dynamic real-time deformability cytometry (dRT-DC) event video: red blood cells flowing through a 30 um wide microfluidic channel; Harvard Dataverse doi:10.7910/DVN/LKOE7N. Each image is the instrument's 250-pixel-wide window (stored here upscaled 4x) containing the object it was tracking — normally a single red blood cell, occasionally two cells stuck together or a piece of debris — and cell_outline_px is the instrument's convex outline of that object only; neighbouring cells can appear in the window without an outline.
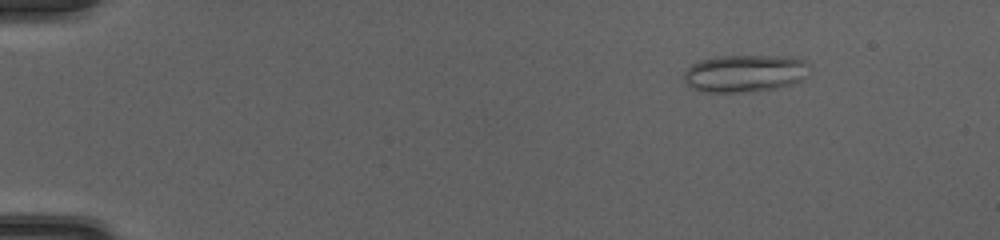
{"species": "common noctule bat (a hibernating species)", "species_latin": "Nyctalus noctula", "temperature_condition": "cold", "stored_images_in_passage": 50, "camera_frame_rate_fps": 3000, "um_per_image_px": 0.085, "animal": {"sex": "female", "body_mass_g": 20.0, "forearm_length_mm": 54.0}, "frame": {"image": 1, "passage_image": 7, "time_ms": 2.0, "image_size_px": [1000, 240], "cell_outline_px": [[812, 64], [804, 76], [800, 80], [792, 84], [776, 88], [748, 92], [704, 92], [692, 88], [684, 84], [684, 72], [692, 64], [700, 60], [716, 56], [792, 56], [804, 60]], "centroid_in_image_um": [63.3, 6.23], "position_along_channel_um": 21.7, "area_um2": 27.63}}
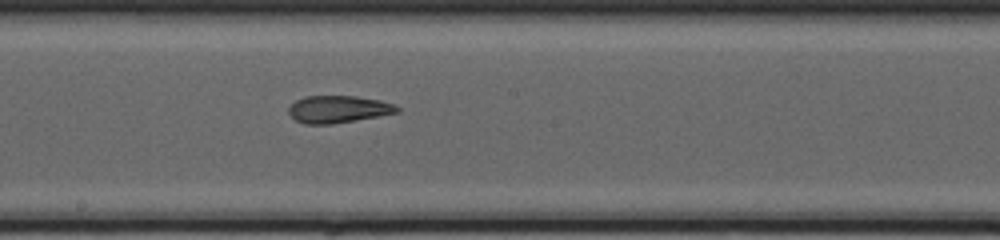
{"frame": {"image": 2, "passage_image": 29, "time_ms": 9.333, "image_size_px": [1000, 240], "cell_outline_px": [[400, 112], [332, 124], [304, 124], [296, 120], [288, 112], [288, 108], [296, 100], [304, 96], [356, 96], [380, 100], [396, 104], [400, 108]], "centroid_in_image_um": [28.77, 9.28], "position_along_channel_um": 219.4, "area_um2": 17.22}}
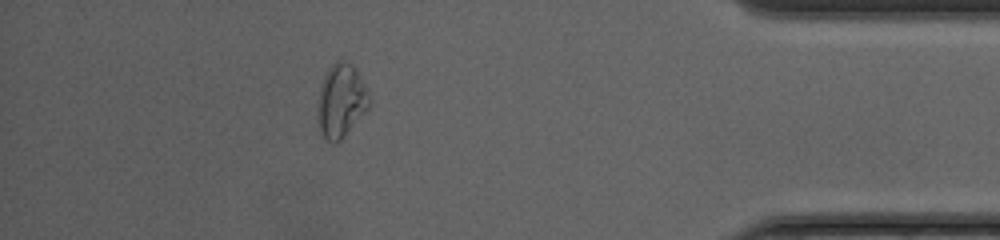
{"frame": {"image": 3, "passage_image": 45, "time_ms": 14.667, "image_size_px": [1000, 240], "cell_outline_px": [[368, 108], [340, 140], [336, 144], [332, 144], [324, 136], [320, 128], [320, 88], [324, 76], [332, 64], [336, 60], [344, 60], [352, 64], [356, 68], [364, 84], [368, 96]], "centroid_in_image_um": [29.01, 8.52], "position_along_channel_um": 406.2, "area_um2": 21.1}, "authors_computed_cell_mechanics": {"area_um2": 20.4323, "velocity_mm_per_s": 4.2132, "shape_relaxation_time_tau1_ms": null, "shape_relaxation_time_tau2_ms": 1.7873, "deformation_change_tau1": null, "deformation_change_tau2": 0.0933}}